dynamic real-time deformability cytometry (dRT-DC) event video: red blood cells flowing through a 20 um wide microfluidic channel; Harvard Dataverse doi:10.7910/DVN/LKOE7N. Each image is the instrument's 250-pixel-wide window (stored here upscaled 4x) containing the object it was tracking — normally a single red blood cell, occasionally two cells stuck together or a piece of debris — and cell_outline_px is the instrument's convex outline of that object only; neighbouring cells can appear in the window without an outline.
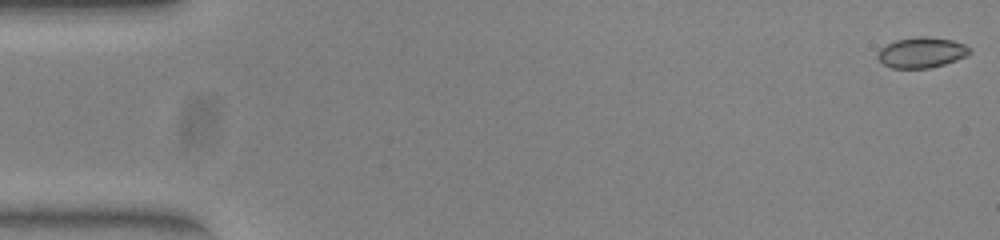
{"species": "common noctule bat (a hibernating species)", "species_latin": "Nyctalus noctula", "temperature_condition": "warm", "stored_images_in_passage": 52, "camera_frame_rate_fps": 3000, "um_per_image_px": 0.085, "animal": {"sex": "female", "body_mass_g": 23.0, "forearm_length_mm": 53.4}, "frame": {"image": 1, "passage_image": 1, "time_ms": 0.0, "image_size_px": [1000, 240], "cell_outline_px": [[972, 52], [956, 60], [932, 68], [892, 68], [884, 64], [876, 56], [880, 48], [896, 40], [920, 36], [928, 36], [952, 40], [964, 44], [972, 48]], "centroid_in_image_um": [78.35, 4.46], "position_along_channel_um": 6.6, "area_um2": 16.36}}
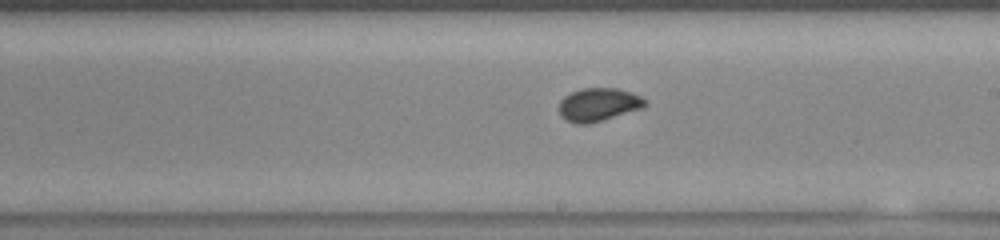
{"frame": {"image": 2, "passage_image": 30, "time_ms": 9.667, "image_size_px": [1000, 240], "cell_outline_px": [[648, 104], [644, 108], [588, 124], [576, 124], [560, 116], [560, 100], [564, 96], [580, 88], [616, 88], [632, 92], [648, 100]], "centroid_in_image_um": [50.91, 8.88], "position_along_channel_um": 238.1, "area_um2": 16.76}}
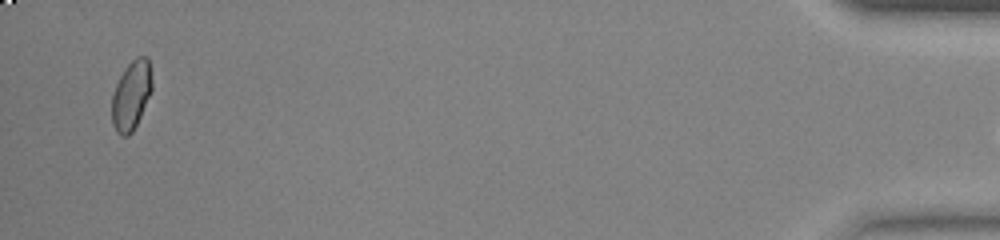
{"frame": {"image": 3, "passage_image": 51, "time_ms": 16.667, "image_size_px": [1000, 240], "cell_outline_px": [[152, 92], [132, 132], [128, 136], [120, 136], [116, 132], [112, 124], [112, 92], [124, 68], [136, 56], [148, 56], [152, 80]], "centroid_in_image_um": [11.16, 8.09], "position_along_channel_um": 424.0, "area_um2": 16.36}}